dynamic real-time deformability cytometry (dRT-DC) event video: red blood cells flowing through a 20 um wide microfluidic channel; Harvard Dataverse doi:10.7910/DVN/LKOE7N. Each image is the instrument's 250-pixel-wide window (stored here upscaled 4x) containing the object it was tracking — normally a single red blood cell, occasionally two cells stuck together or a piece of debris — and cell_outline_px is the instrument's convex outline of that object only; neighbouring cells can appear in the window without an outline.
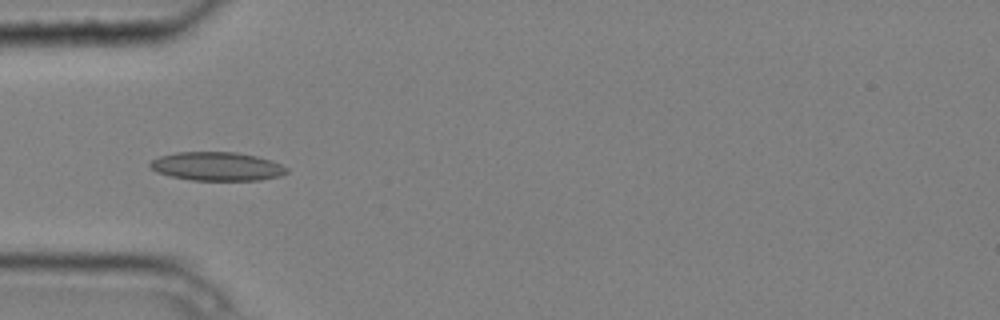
{"species": "common noctule bat (a hibernating species)", "species_latin": "Nyctalus noctula", "temperature_condition": "cold", "stored_images_in_passage": 5, "camera_frame_rate_fps": 3000, "um_per_image_px": 0.085, "animal": {"sex": "male", "body_mass_g": 20.4}, "frame": {"image": 1, "passage_image": 3, "time_ms": 0.667, "image_size_px": [1000, 320], "cell_outline_px": [[288, 172], [280, 176], [260, 180], [192, 180], [172, 176], [156, 172], [148, 164], [152, 160], [160, 156], [176, 152], [236, 152], [256, 156], [272, 160], [288, 168]], "centroid_in_image_um": [18.46, 14.14], "position_along_channel_um": 66.5, "area_um2": 22.77}}
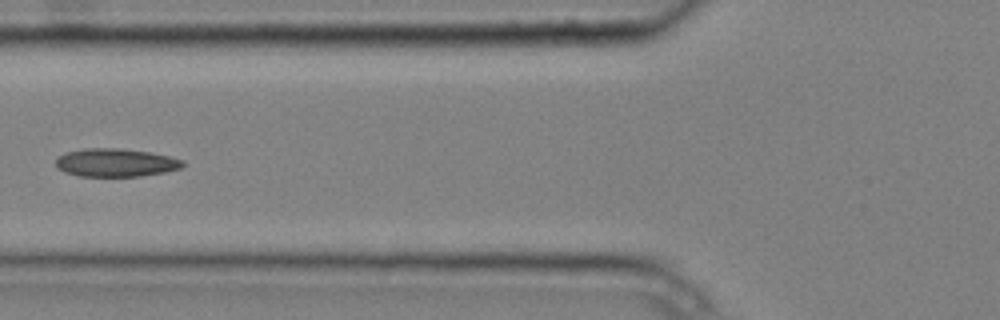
{"frame": {"image": 2, "passage_image": 4, "time_ms": 1.0, "image_size_px": [1000, 320], "cell_outline_px": [[184, 164], [180, 168], [164, 172], [140, 176], [80, 176], [64, 172], [56, 168], [56, 156], [64, 152], [84, 148], [120, 148], [148, 152], [172, 156], [184, 160]], "centroid_in_image_um": [9.79, 13.81], "position_along_channel_um": 116.0, "area_um2": 21.04}}
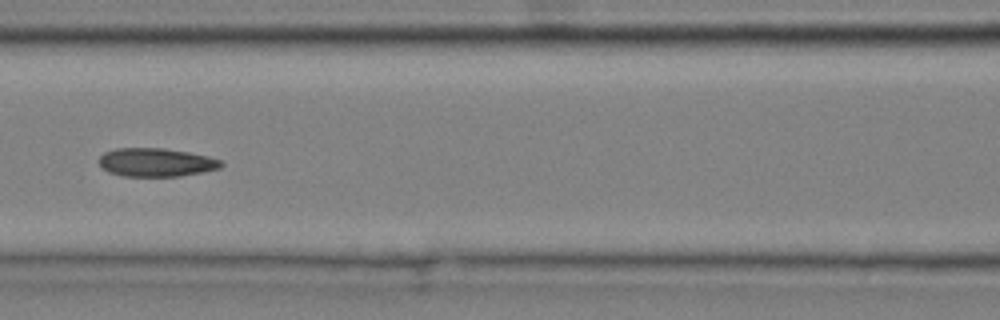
{"frame": {"image": 3, "passage_image": 5, "time_ms": 1.333, "image_size_px": [1000, 320], "cell_outline_px": [[224, 164], [220, 168], [180, 176], [124, 176], [108, 172], [100, 164], [100, 156], [104, 152], [116, 148], [164, 148], [188, 152], [208, 156], [224, 160]], "centroid_in_image_um": [13.3, 13.79], "position_along_channel_um": 153.3, "area_um2": 20.23}}